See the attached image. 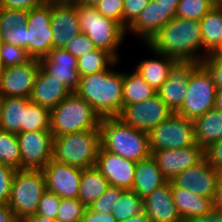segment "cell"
Listing matches in <instances>:
<instances>
[{"label": "cell", "mask_w": 222, "mask_h": 222, "mask_svg": "<svg viewBox=\"0 0 222 222\" xmlns=\"http://www.w3.org/2000/svg\"><path fill=\"white\" fill-rule=\"evenodd\" d=\"M199 20L174 17L145 45L177 61L201 62L204 59Z\"/></svg>", "instance_id": "6da1fadb"}, {"label": "cell", "mask_w": 222, "mask_h": 222, "mask_svg": "<svg viewBox=\"0 0 222 222\" xmlns=\"http://www.w3.org/2000/svg\"><path fill=\"white\" fill-rule=\"evenodd\" d=\"M118 62L115 60L106 70L81 77L74 91L101 118L118 117L123 108L124 72L112 70Z\"/></svg>", "instance_id": "7a4b0ae2"}, {"label": "cell", "mask_w": 222, "mask_h": 222, "mask_svg": "<svg viewBox=\"0 0 222 222\" xmlns=\"http://www.w3.org/2000/svg\"><path fill=\"white\" fill-rule=\"evenodd\" d=\"M99 129L104 150L134 162L151 156L148 134L127 125L120 118H102Z\"/></svg>", "instance_id": "3957f363"}, {"label": "cell", "mask_w": 222, "mask_h": 222, "mask_svg": "<svg viewBox=\"0 0 222 222\" xmlns=\"http://www.w3.org/2000/svg\"><path fill=\"white\" fill-rule=\"evenodd\" d=\"M50 131L53 137L88 129H99L101 117L83 98L72 92L51 110Z\"/></svg>", "instance_id": "277c9868"}, {"label": "cell", "mask_w": 222, "mask_h": 222, "mask_svg": "<svg viewBox=\"0 0 222 222\" xmlns=\"http://www.w3.org/2000/svg\"><path fill=\"white\" fill-rule=\"evenodd\" d=\"M100 129L64 134L54 138L52 159L80 169L95 166Z\"/></svg>", "instance_id": "5b68a950"}, {"label": "cell", "mask_w": 222, "mask_h": 222, "mask_svg": "<svg viewBox=\"0 0 222 222\" xmlns=\"http://www.w3.org/2000/svg\"><path fill=\"white\" fill-rule=\"evenodd\" d=\"M76 7L81 33L86 34L96 48L107 51L120 61L116 50L121 46L126 30L118 22L101 15L95 6L76 2Z\"/></svg>", "instance_id": "8992f818"}, {"label": "cell", "mask_w": 222, "mask_h": 222, "mask_svg": "<svg viewBox=\"0 0 222 222\" xmlns=\"http://www.w3.org/2000/svg\"><path fill=\"white\" fill-rule=\"evenodd\" d=\"M45 191V177L42 170H16L8 206L19 222L36 214L39 201Z\"/></svg>", "instance_id": "52a82bcc"}, {"label": "cell", "mask_w": 222, "mask_h": 222, "mask_svg": "<svg viewBox=\"0 0 222 222\" xmlns=\"http://www.w3.org/2000/svg\"><path fill=\"white\" fill-rule=\"evenodd\" d=\"M147 134L151 152L162 149H182L198 145L193 120L177 113H173Z\"/></svg>", "instance_id": "ba28073f"}, {"label": "cell", "mask_w": 222, "mask_h": 222, "mask_svg": "<svg viewBox=\"0 0 222 222\" xmlns=\"http://www.w3.org/2000/svg\"><path fill=\"white\" fill-rule=\"evenodd\" d=\"M187 91L177 114L194 120L214 108L217 89L210 74L201 64L191 72Z\"/></svg>", "instance_id": "9c48e42d"}, {"label": "cell", "mask_w": 222, "mask_h": 222, "mask_svg": "<svg viewBox=\"0 0 222 222\" xmlns=\"http://www.w3.org/2000/svg\"><path fill=\"white\" fill-rule=\"evenodd\" d=\"M26 26V50L32 59L40 60L52 50L53 45L51 3L29 10Z\"/></svg>", "instance_id": "30bf717a"}, {"label": "cell", "mask_w": 222, "mask_h": 222, "mask_svg": "<svg viewBox=\"0 0 222 222\" xmlns=\"http://www.w3.org/2000/svg\"><path fill=\"white\" fill-rule=\"evenodd\" d=\"M173 113L156 94L143 102L123 105L118 118L127 125L148 133Z\"/></svg>", "instance_id": "8fae6325"}, {"label": "cell", "mask_w": 222, "mask_h": 222, "mask_svg": "<svg viewBox=\"0 0 222 222\" xmlns=\"http://www.w3.org/2000/svg\"><path fill=\"white\" fill-rule=\"evenodd\" d=\"M21 169L42 170L53 155L54 137L50 130L17 133Z\"/></svg>", "instance_id": "7c38bea8"}, {"label": "cell", "mask_w": 222, "mask_h": 222, "mask_svg": "<svg viewBox=\"0 0 222 222\" xmlns=\"http://www.w3.org/2000/svg\"><path fill=\"white\" fill-rule=\"evenodd\" d=\"M40 67L38 59H31L23 64L3 68L0 73V97L29 98Z\"/></svg>", "instance_id": "4fadbf2b"}, {"label": "cell", "mask_w": 222, "mask_h": 222, "mask_svg": "<svg viewBox=\"0 0 222 222\" xmlns=\"http://www.w3.org/2000/svg\"><path fill=\"white\" fill-rule=\"evenodd\" d=\"M177 6H165L158 0H150L145 9L127 27V32L136 34L147 44L155 34L176 16Z\"/></svg>", "instance_id": "5bb4252c"}, {"label": "cell", "mask_w": 222, "mask_h": 222, "mask_svg": "<svg viewBox=\"0 0 222 222\" xmlns=\"http://www.w3.org/2000/svg\"><path fill=\"white\" fill-rule=\"evenodd\" d=\"M52 49H63L81 33L76 1L51 2Z\"/></svg>", "instance_id": "9a60e30c"}, {"label": "cell", "mask_w": 222, "mask_h": 222, "mask_svg": "<svg viewBox=\"0 0 222 222\" xmlns=\"http://www.w3.org/2000/svg\"><path fill=\"white\" fill-rule=\"evenodd\" d=\"M42 172L48 191L61 198L78 199L82 169L52 159Z\"/></svg>", "instance_id": "2e32d148"}, {"label": "cell", "mask_w": 222, "mask_h": 222, "mask_svg": "<svg viewBox=\"0 0 222 222\" xmlns=\"http://www.w3.org/2000/svg\"><path fill=\"white\" fill-rule=\"evenodd\" d=\"M136 163L99 147L95 168L107 179L109 186L131 190Z\"/></svg>", "instance_id": "e0dca14e"}, {"label": "cell", "mask_w": 222, "mask_h": 222, "mask_svg": "<svg viewBox=\"0 0 222 222\" xmlns=\"http://www.w3.org/2000/svg\"><path fill=\"white\" fill-rule=\"evenodd\" d=\"M151 156L168 181H171L185 169L197 165L205 158L204 149L199 145L182 149L157 150L151 152Z\"/></svg>", "instance_id": "ac0fdd59"}, {"label": "cell", "mask_w": 222, "mask_h": 222, "mask_svg": "<svg viewBox=\"0 0 222 222\" xmlns=\"http://www.w3.org/2000/svg\"><path fill=\"white\" fill-rule=\"evenodd\" d=\"M194 61H177L171 68L167 80L157 91L167 107L176 113L187 96V86L191 72L199 65Z\"/></svg>", "instance_id": "d6986e66"}, {"label": "cell", "mask_w": 222, "mask_h": 222, "mask_svg": "<svg viewBox=\"0 0 222 222\" xmlns=\"http://www.w3.org/2000/svg\"><path fill=\"white\" fill-rule=\"evenodd\" d=\"M219 171L204 158L195 166L176 175L171 182L176 187L185 188L192 193L211 198L214 201Z\"/></svg>", "instance_id": "ffe728a7"}, {"label": "cell", "mask_w": 222, "mask_h": 222, "mask_svg": "<svg viewBox=\"0 0 222 222\" xmlns=\"http://www.w3.org/2000/svg\"><path fill=\"white\" fill-rule=\"evenodd\" d=\"M41 67L52 77L57 78L72 92L81 79L77 70V58L63 49H52L40 60Z\"/></svg>", "instance_id": "44dd1931"}, {"label": "cell", "mask_w": 222, "mask_h": 222, "mask_svg": "<svg viewBox=\"0 0 222 222\" xmlns=\"http://www.w3.org/2000/svg\"><path fill=\"white\" fill-rule=\"evenodd\" d=\"M143 211L151 222H183L173 201L170 181L143 198Z\"/></svg>", "instance_id": "7402d4cb"}, {"label": "cell", "mask_w": 222, "mask_h": 222, "mask_svg": "<svg viewBox=\"0 0 222 222\" xmlns=\"http://www.w3.org/2000/svg\"><path fill=\"white\" fill-rule=\"evenodd\" d=\"M71 93L72 91L60 80L40 67L29 99L51 111Z\"/></svg>", "instance_id": "603a6c76"}, {"label": "cell", "mask_w": 222, "mask_h": 222, "mask_svg": "<svg viewBox=\"0 0 222 222\" xmlns=\"http://www.w3.org/2000/svg\"><path fill=\"white\" fill-rule=\"evenodd\" d=\"M170 186L173 201L183 222L202 216L214 208V201L211 198L192 193L182 187H176L171 181Z\"/></svg>", "instance_id": "cb8c5ba5"}, {"label": "cell", "mask_w": 222, "mask_h": 222, "mask_svg": "<svg viewBox=\"0 0 222 222\" xmlns=\"http://www.w3.org/2000/svg\"><path fill=\"white\" fill-rule=\"evenodd\" d=\"M168 182L161 173L152 156L136 163L132 189L139 197L144 198Z\"/></svg>", "instance_id": "d4e9b609"}, {"label": "cell", "mask_w": 222, "mask_h": 222, "mask_svg": "<svg viewBox=\"0 0 222 222\" xmlns=\"http://www.w3.org/2000/svg\"><path fill=\"white\" fill-rule=\"evenodd\" d=\"M147 47L154 52L153 54H155L156 59L142 60L136 66L135 71L138 72L154 90L158 91L167 80L169 72L177 60L165 54L153 51L148 45Z\"/></svg>", "instance_id": "484cf974"}, {"label": "cell", "mask_w": 222, "mask_h": 222, "mask_svg": "<svg viewBox=\"0 0 222 222\" xmlns=\"http://www.w3.org/2000/svg\"><path fill=\"white\" fill-rule=\"evenodd\" d=\"M196 141L203 149L222 139V112L213 108L193 120Z\"/></svg>", "instance_id": "4316f807"}, {"label": "cell", "mask_w": 222, "mask_h": 222, "mask_svg": "<svg viewBox=\"0 0 222 222\" xmlns=\"http://www.w3.org/2000/svg\"><path fill=\"white\" fill-rule=\"evenodd\" d=\"M202 50L204 58L213 53L222 41V6H214L200 20Z\"/></svg>", "instance_id": "83f0119b"}, {"label": "cell", "mask_w": 222, "mask_h": 222, "mask_svg": "<svg viewBox=\"0 0 222 222\" xmlns=\"http://www.w3.org/2000/svg\"><path fill=\"white\" fill-rule=\"evenodd\" d=\"M29 102L25 97L1 98V130L15 134L24 132V111Z\"/></svg>", "instance_id": "f1b7e54d"}, {"label": "cell", "mask_w": 222, "mask_h": 222, "mask_svg": "<svg viewBox=\"0 0 222 222\" xmlns=\"http://www.w3.org/2000/svg\"><path fill=\"white\" fill-rule=\"evenodd\" d=\"M109 187L107 179L94 167L82 169L78 199L88 208Z\"/></svg>", "instance_id": "f546056e"}, {"label": "cell", "mask_w": 222, "mask_h": 222, "mask_svg": "<svg viewBox=\"0 0 222 222\" xmlns=\"http://www.w3.org/2000/svg\"><path fill=\"white\" fill-rule=\"evenodd\" d=\"M157 94L135 70L124 72L123 79V105L143 102Z\"/></svg>", "instance_id": "4dcf8cb0"}, {"label": "cell", "mask_w": 222, "mask_h": 222, "mask_svg": "<svg viewBox=\"0 0 222 222\" xmlns=\"http://www.w3.org/2000/svg\"><path fill=\"white\" fill-rule=\"evenodd\" d=\"M77 60V70L80 77H83L106 70L116 59L107 51L96 48Z\"/></svg>", "instance_id": "1f68e13d"}, {"label": "cell", "mask_w": 222, "mask_h": 222, "mask_svg": "<svg viewBox=\"0 0 222 222\" xmlns=\"http://www.w3.org/2000/svg\"><path fill=\"white\" fill-rule=\"evenodd\" d=\"M0 164L21 170V151L17 135L0 129Z\"/></svg>", "instance_id": "d6a6232c"}, {"label": "cell", "mask_w": 222, "mask_h": 222, "mask_svg": "<svg viewBox=\"0 0 222 222\" xmlns=\"http://www.w3.org/2000/svg\"><path fill=\"white\" fill-rule=\"evenodd\" d=\"M141 212H143V198L133 190H124L111 211L117 222L124 221Z\"/></svg>", "instance_id": "836d02e7"}, {"label": "cell", "mask_w": 222, "mask_h": 222, "mask_svg": "<svg viewBox=\"0 0 222 222\" xmlns=\"http://www.w3.org/2000/svg\"><path fill=\"white\" fill-rule=\"evenodd\" d=\"M51 111L29 102L24 111V132L50 130Z\"/></svg>", "instance_id": "e575fe53"}, {"label": "cell", "mask_w": 222, "mask_h": 222, "mask_svg": "<svg viewBox=\"0 0 222 222\" xmlns=\"http://www.w3.org/2000/svg\"><path fill=\"white\" fill-rule=\"evenodd\" d=\"M213 7L207 0H179L176 17L200 21Z\"/></svg>", "instance_id": "d590c367"}, {"label": "cell", "mask_w": 222, "mask_h": 222, "mask_svg": "<svg viewBox=\"0 0 222 222\" xmlns=\"http://www.w3.org/2000/svg\"><path fill=\"white\" fill-rule=\"evenodd\" d=\"M86 208L79 199L61 198L56 220L59 222H81Z\"/></svg>", "instance_id": "8d00e7d4"}, {"label": "cell", "mask_w": 222, "mask_h": 222, "mask_svg": "<svg viewBox=\"0 0 222 222\" xmlns=\"http://www.w3.org/2000/svg\"><path fill=\"white\" fill-rule=\"evenodd\" d=\"M0 59L5 68L26 63L32 58L25 48L9 43H0Z\"/></svg>", "instance_id": "74e56055"}, {"label": "cell", "mask_w": 222, "mask_h": 222, "mask_svg": "<svg viewBox=\"0 0 222 222\" xmlns=\"http://www.w3.org/2000/svg\"><path fill=\"white\" fill-rule=\"evenodd\" d=\"M124 189L109 186L104 194L97 199L89 208L97 213H111L114 205L118 202Z\"/></svg>", "instance_id": "f35d334b"}, {"label": "cell", "mask_w": 222, "mask_h": 222, "mask_svg": "<svg viewBox=\"0 0 222 222\" xmlns=\"http://www.w3.org/2000/svg\"><path fill=\"white\" fill-rule=\"evenodd\" d=\"M27 20V10L0 8V31H7L14 26L24 25L27 23Z\"/></svg>", "instance_id": "ab89813d"}, {"label": "cell", "mask_w": 222, "mask_h": 222, "mask_svg": "<svg viewBox=\"0 0 222 222\" xmlns=\"http://www.w3.org/2000/svg\"><path fill=\"white\" fill-rule=\"evenodd\" d=\"M123 5L124 0H100L95 7L101 15L113 19L123 27Z\"/></svg>", "instance_id": "60d3db41"}, {"label": "cell", "mask_w": 222, "mask_h": 222, "mask_svg": "<svg viewBox=\"0 0 222 222\" xmlns=\"http://www.w3.org/2000/svg\"><path fill=\"white\" fill-rule=\"evenodd\" d=\"M61 202V197L57 196L51 191H46L42 195L39 201L36 214L40 216L56 219V214Z\"/></svg>", "instance_id": "b9f144b4"}, {"label": "cell", "mask_w": 222, "mask_h": 222, "mask_svg": "<svg viewBox=\"0 0 222 222\" xmlns=\"http://www.w3.org/2000/svg\"><path fill=\"white\" fill-rule=\"evenodd\" d=\"M64 49L76 58H79L95 50L96 47L86 34L80 33L76 35L71 41H69Z\"/></svg>", "instance_id": "7bdbcfd3"}, {"label": "cell", "mask_w": 222, "mask_h": 222, "mask_svg": "<svg viewBox=\"0 0 222 222\" xmlns=\"http://www.w3.org/2000/svg\"><path fill=\"white\" fill-rule=\"evenodd\" d=\"M200 64L210 74L216 89H222V57L216 54H208Z\"/></svg>", "instance_id": "ee69618b"}, {"label": "cell", "mask_w": 222, "mask_h": 222, "mask_svg": "<svg viewBox=\"0 0 222 222\" xmlns=\"http://www.w3.org/2000/svg\"><path fill=\"white\" fill-rule=\"evenodd\" d=\"M149 2L150 0H124L123 28L125 30L139 16Z\"/></svg>", "instance_id": "f6af8a7d"}, {"label": "cell", "mask_w": 222, "mask_h": 222, "mask_svg": "<svg viewBox=\"0 0 222 222\" xmlns=\"http://www.w3.org/2000/svg\"><path fill=\"white\" fill-rule=\"evenodd\" d=\"M27 26H14L11 30L0 31V42L9 43L26 49Z\"/></svg>", "instance_id": "bcb514c9"}, {"label": "cell", "mask_w": 222, "mask_h": 222, "mask_svg": "<svg viewBox=\"0 0 222 222\" xmlns=\"http://www.w3.org/2000/svg\"><path fill=\"white\" fill-rule=\"evenodd\" d=\"M15 172L14 168L0 164V204H8Z\"/></svg>", "instance_id": "7dc6e473"}, {"label": "cell", "mask_w": 222, "mask_h": 222, "mask_svg": "<svg viewBox=\"0 0 222 222\" xmlns=\"http://www.w3.org/2000/svg\"><path fill=\"white\" fill-rule=\"evenodd\" d=\"M204 155L207 162L217 169L222 171V139L213 142L204 149Z\"/></svg>", "instance_id": "c3c4849f"}, {"label": "cell", "mask_w": 222, "mask_h": 222, "mask_svg": "<svg viewBox=\"0 0 222 222\" xmlns=\"http://www.w3.org/2000/svg\"><path fill=\"white\" fill-rule=\"evenodd\" d=\"M44 3V0H0V8L29 11Z\"/></svg>", "instance_id": "681fc988"}, {"label": "cell", "mask_w": 222, "mask_h": 222, "mask_svg": "<svg viewBox=\"0 0 222 222\" xmlns=\"http://www.w3.org/2000/svg\"><path fill=\"white\" fill-rule=\"evenodd\" d=\"M81 222H117L112 213H97L89 207L85 209Z\"/></svg>", "instance_id": "f907efd6"}, {"label": "cell", "mask_w": 222, "mask_h": 222, "mask_svg": "<svg viewBox=\"0 0 222 222\" xmlns=\"http://www.w3.org/2000/svg\"><path fill=\"white\" fill-rule=\"evenodd\" d=\"M187 222H222V210L214 207L210 212Z\"/></svg>", "instance_id": "816d5d0a"}, {"label": "cell", "mask_w": 222, "mask_h": 222, "mask_svg": "<svg viewBox=\"0 0 222 222\" xmlns=\"http://www.w3.org/2000/svg\"><path fill=\"white\" fill-rule=\"evenodd\" d=\"M0 222H19L8 204H0Z\"/></svg>", "instance_id": "f5cc1de1"}, {"label": "cell", "mask_w": 222, "mask_h": 222, "mask_svg": "<svg viewBox=\"0 0 222 222\" xmlns=\"http://www.w3.org/2000/svg\"><path fill=\"white\" fill-rule=\"evenodd\" d=\"M214 207L222 210V171L218 173L216 192L214 196Z\"/></svg>", "instance_id": "db71d44e"}, {"label": "cell", "mask_w": 222, "mask_h": 222, "mask_svg": "<svg viewBox=\"0 0 222 222\" xmlns=\"http://www.w3.org/2000/svg\"><path fill=\"white\" fill-rule=\"evenodd\" d=\"M21 222H59V221H57L56 219H51V218L40 216L39 214H33L26 217Z\"/></svg>", "instance_id": "11a10c76"}, {"label": "cell", "mask_w": 222, "mask_h": 222, "mask_svg": "<svg viewBox=\"0 0 222 222\" xmlns=\"http://www.w3.org/2000/svg\"><path fill=\"white\" fill-rule=\"evenodd\" d=\"M121 222H151V220L146 216V214L143 211Z\"/></svg>", "instance_id": "9f6ffc18"}, {"label": "cell", "mask_w": 222, "mask_h": 222, "mask_svg": "<svg viewBox=\"0 0 222 222\" xmlns=\"http://www.w3.org/2000/svg\"><path fill=\"white\" fill-rule=\"evenodd\" d=\"M214 108L222 112V89H218L216 92Z\"/></svg>", "instance_id": "6f0895ef"}, {"label": "cell", "mask_w": 222, "mask_h": 222, "mask_svg": "<svg viewBox=\"0 0 222 222\" xmlns=\"http://www.w3.org/2000/svg\"><path fill=\"white\" fill-rule=\"evenodd\" d=\"M165 6H178L179 0H158Z\"/></svg>", "instance_id": "680465c9"}, {"label": "cell", "mask_w": 222, "mask_h": 222, "mask_svg": "<svg viewBox=\"0 0 222 222\" xmlns=\"http://www.w3.org/2000/svg\"><path fill=\"white\" fill-rule=\"evenodd\" d=\"M78 3H83L85 5H89V6H95L97 3L100 2V0H74Z\"/></svg>", "instance_id": "91938a15"}, {"label": "cell", "mask_w": 222, "mask_h": 222, "mask_svg": "<svg viewBox=\"0 0 222 222\" xmlns=\"http://www.w3.org/2000/svg\"><path fill=\"white\" fill-rule=\"evenodd\" d=\"M210 2L213 6H222V0H207Z\"/></svg>", "instance_id": "94428289"}, {"label": "cell", "mask_w": 222, "mask_h": 222, "mask_svg": "<svg viewBox=\"0 0 222 222\" xmlns=\"http://www.w3.org/2000/svg\"><path fill=\"white\" fill-rule=\"evenodd\" d=\"M213 54H216L222 57V41H221L220 46L213 52Z\"/></svg>", "instance_id": "6125c7cd"}, {"label": "cell", "mask_w": 222, "mask_h": 222, "mask_svg": "<svg viewBox=\"0 0 222 222\" xmlns=\"http://www.w3.org/2000/svg\"><path fill=\"white\" fill-rule=\"evenodd\" d=\"M62 1H68V0H44L45 3L62 2Z\"/></svg>", "instance_id": "be15d7a7"}, {"label": "cell", "mask_w": 222, "mask_h": 222, "mask_svg": "<svg viewBox=\"0 0 222 222\" xmlns=\"http://www.w3.org/2000/svg\"><path fill=\"white\" fill-rule=\"evenodd\" d=\"M1 117H2V109H1V97H0V129H1Z\"/></svg>", "instance_id": "e7e4bbea"}, {"label": "cell", "mask_w": 222, "mask_h": 222, "mask_svg": "<svg viewBox=\"0 0 222 222\" xmlns=\"http://www.w3.org/2000/svg\"><path fill=\"white\" fill-rule=\"evenodd\" d=\"M3 65H2V63H1V59H0V73L2 72V70H3Z\"/></svg>", "instance_id": "03108f58"}]
</instances>
